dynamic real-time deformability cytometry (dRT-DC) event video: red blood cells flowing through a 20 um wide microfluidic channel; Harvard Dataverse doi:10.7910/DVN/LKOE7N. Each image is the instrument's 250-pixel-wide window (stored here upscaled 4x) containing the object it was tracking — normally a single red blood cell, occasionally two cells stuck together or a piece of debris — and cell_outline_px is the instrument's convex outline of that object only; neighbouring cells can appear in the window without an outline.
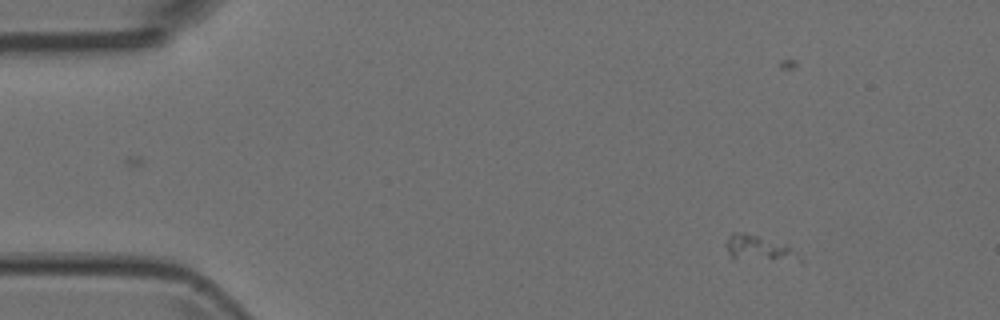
{"species": "Egyptian fruit bat (a non-hibernating species)", "species_latin": "Rousettus aegyptiacus", "temperature_condition": "room temperature", "stored_images_in_passage": 7, "camera_frame_rate_fps": 3000, "um_per_image_px": 0.085, "animal": {"sex": "female"}, "frame": {"image": 1, "passage_image": 3, "time_ms": 0.667, "image_size_px": [1000, 320], "cell_outline_px": [[804, 264], [732, 260], [724, 244], [728, 236], [732, 232], [744, 232], [788, 244], [804, 260]], "centroid_in_image_um": [64.6, 21.2], "position_along_channel_um": 20.4, "area_um2": 12.25}}
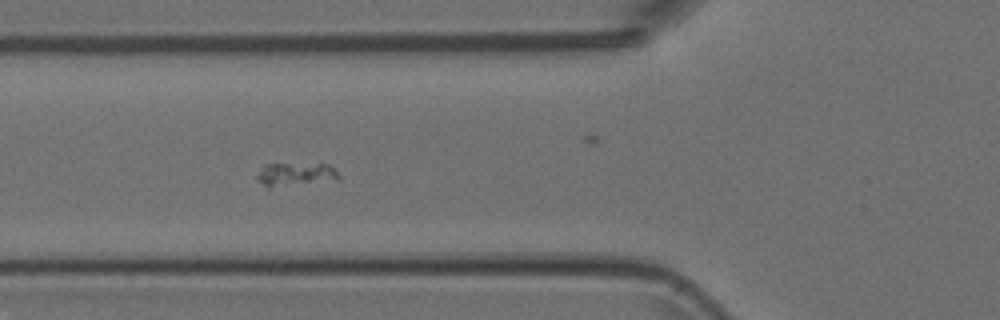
{"frame": {"image": 2, "passage_image": 6, "time_ms": 1.667, "image_size_px": [1000, 320], "cell_outline_px": [[340, 180], [268, 188], [256, 176], [264, 164], [328, 164], [340, 176]], "centroid_in_image_um": [25.15, 14.83], "position_along_channel_um": 100.7, "area_um2": 11.1}}
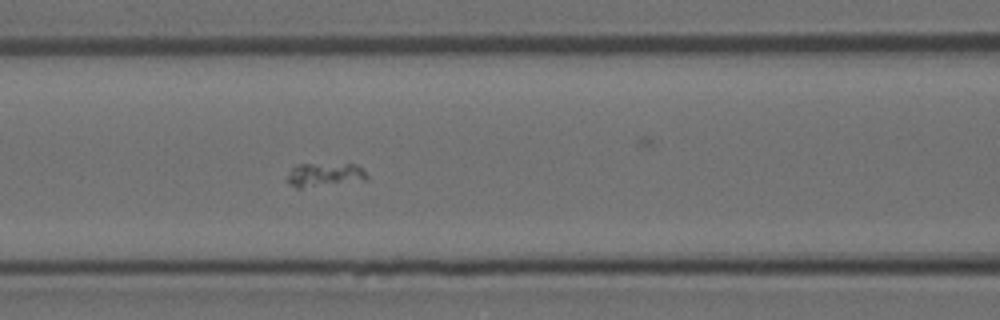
{"frame": {"image": 3, "passage_image": 7, "time_ms": 2.0, "image_size_px": [1000, 320], "cell_outline_px": [[368, 180], [300, 188], [296, 188], [288, 184], [288, 176], [292, 168], [296, 164], [356, 164], [368, 176]], "centroid_in_image_um": [27.59, 14.86], "position_along_channel_um": 139.0, "area_um2": 10.98}}